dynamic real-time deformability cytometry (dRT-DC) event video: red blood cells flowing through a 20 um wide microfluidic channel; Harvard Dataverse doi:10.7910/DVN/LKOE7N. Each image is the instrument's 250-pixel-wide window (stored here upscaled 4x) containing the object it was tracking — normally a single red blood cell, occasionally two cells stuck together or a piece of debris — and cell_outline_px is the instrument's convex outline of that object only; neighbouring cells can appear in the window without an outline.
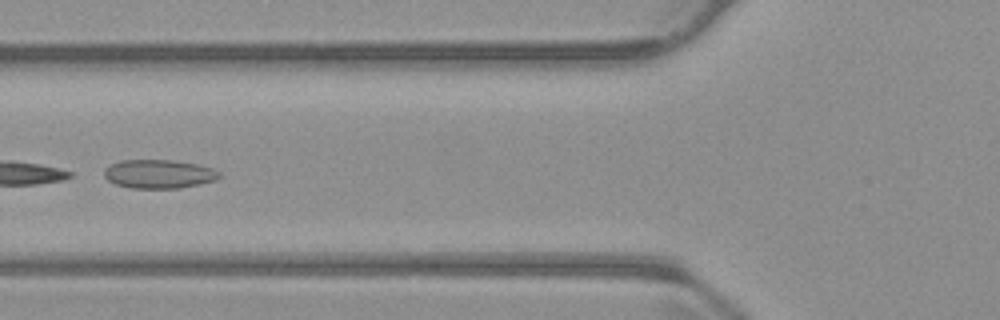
{"species": "common noctule bat (a hibernating species)", "species_latin": "Nyctalus noctula", "temperature_condition": "warm", "stored_images_in_passage": 33, "camera_frame_rate_fps": 3000, "um_per_image_px": 0.085, "animal": {"sex": "male", "body_mass_g": 23.1, "forearm_length_mm": 52.7}, "frame": {"image": 1, "passage_image": 4, "time_ms": 1.0, "image_size_px": [1000, 320], "cell_outline_px": [[220, 176], [216, 180], [200, 184], [180, 188], [128, 188], [116, 184], [108, 180], [104, 176], [104, 168], [120, 160], [172, 160], [196, 164], [212, 168], [220, 172]], "centroid_in_image_um": [13.49, 14.79], "position_along_channel_um": 112.3, "area_um2": 19.31}}
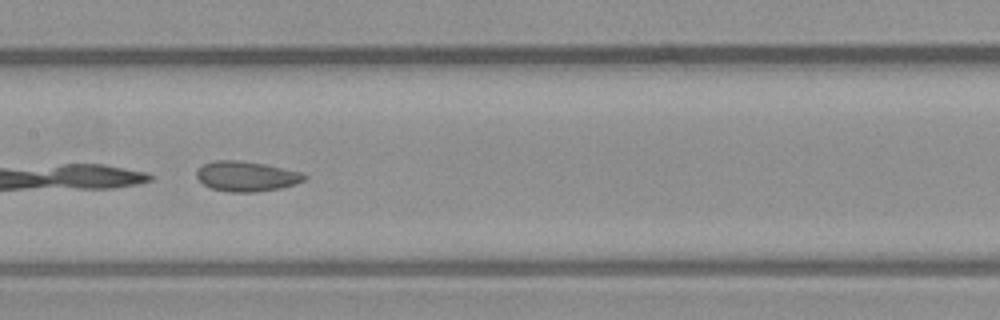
{"frame": {"image": 2, "passage_image": 10, "time_ms": 3.0, "image_size_px": [1000, 320], "cell_outline_px": [[308, 176], [304, 180], [280, 188], [252, 192], [228, 192], [212, 188], [204, 184], [196, 176], [196, 172], [204, 164], [216, 160], [236, 160], [264, 164], [300, 172]], "centroid_in_image_um": [20.92, 14.98], "position_along_channel_um": 186.5, "area_um2": 18.5}}
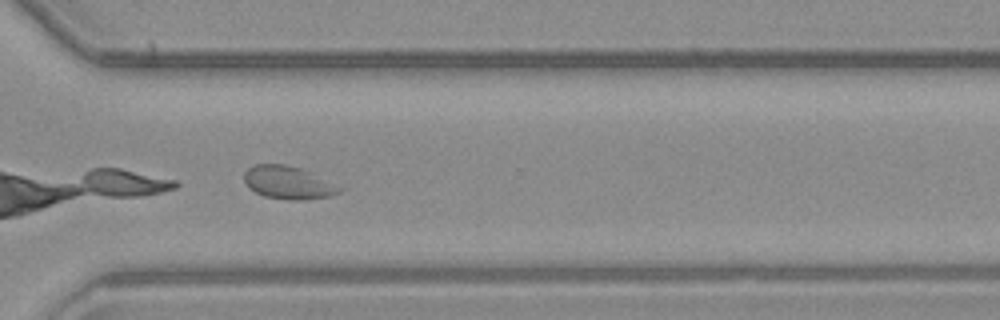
{"frame": {"image": 3, "passage_image": 23, "time_ms": 7.333, "image_size_px": [1000, 320], "cell_outline_px": [[344, 188], [340, 192], [328, 196], [304, 200], [288, 200], [264, 196], [248, 188], [244, 180], [244, 172], [248, 168], [256, 164], [288, 164], [300, 168]], "centroid_in_image_um": [24.46, 15.52], "position_along_channel_um": 346.1, "area_um2": 18.21}}